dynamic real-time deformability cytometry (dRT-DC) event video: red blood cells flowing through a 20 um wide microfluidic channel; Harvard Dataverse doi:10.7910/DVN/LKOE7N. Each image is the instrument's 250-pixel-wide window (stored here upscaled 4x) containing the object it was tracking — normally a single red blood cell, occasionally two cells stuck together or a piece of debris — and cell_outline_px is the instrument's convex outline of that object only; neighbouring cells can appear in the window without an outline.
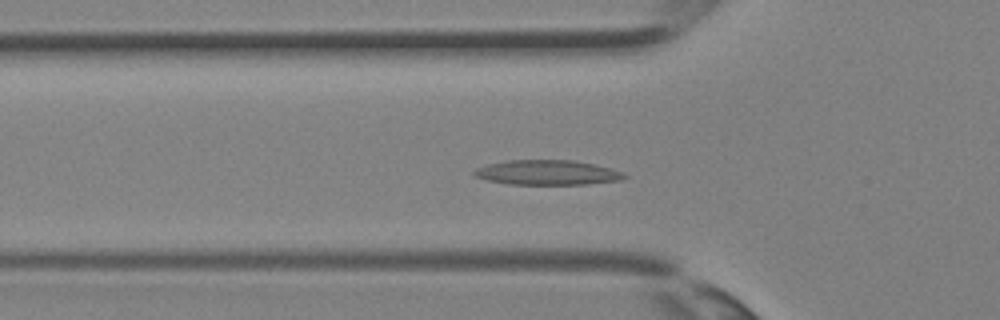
{"species": "Egyptian fruit bat (a non-hibernating species)", "species_latin": "Rousettus aegyptiacus", "temperature_condition": "room temperature", "stored_images_in_passage": 33, "camera_frame_rate_fps": 3000, "um_per_image_px": 0.085, "animal": {"sex": "female"}, "frame": {"image": 1, "passage_image": 9, "time_ms": 2.667, "image_size_px": [1000, 320], "cell_outline_px": [[628, 176], [620, 180], [584, 184], [508, 184], [488, 180], [476, 176], [472, 172], [476, 168], [488, 164], [504, 160], [572, 160], [612, 168], [624, 172]], "centroid_in_image_um": [46.52, 14.66], "position_along_channel_um": 79.3, "area_um2": 21.62}}
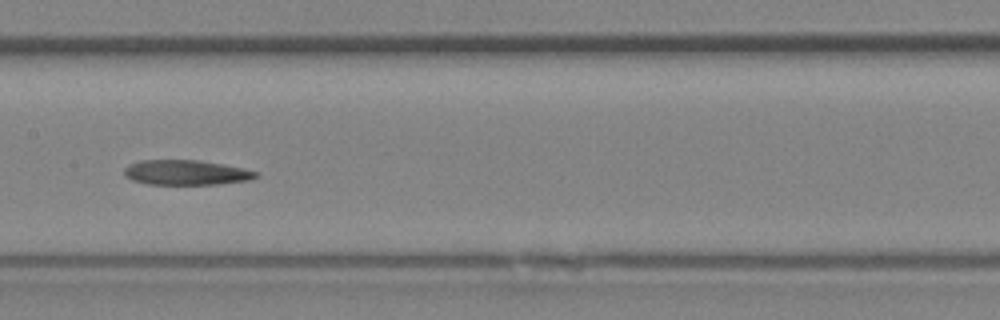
{"frame": {"image": 2, "passage_image": 15, "time_ms": 4.667, "image_size_px": [1000, 320], "cell_outline_px": [[260, 176], [248, 180], [216, 184], [148, 184], [132, 180], [124, 176], [124, 168], [128, 164], [140, 160], [200, 160], [224, 164], [244, 168], [260, 172]], "centroid_in_image_um": [15.83, 14.65], "position_along_channel_um": 191.6, "area_um2": 19.31}}
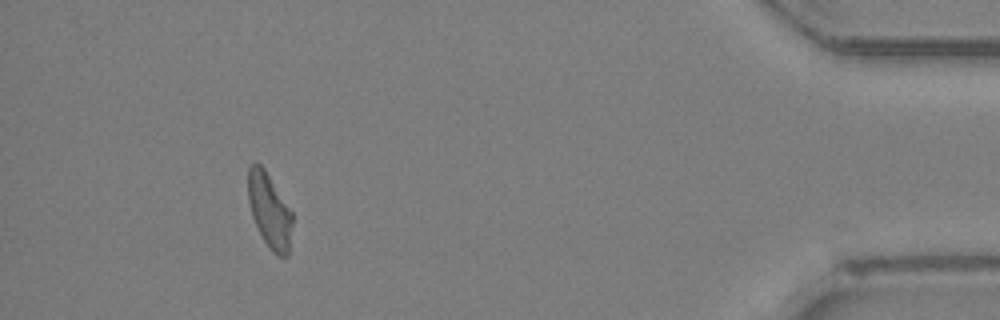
{"frame": {"image": 3, "passage_image": 30, "time_ms": 9.667, "image_size_px": [1000, 320], "cell_outline_px": [[292, 224], [288, 256], [276, 256], [272, 252], [264, 240], [252, 216], [248, 200], [248, 168], [256, 160], [264, 168], [292, 212]], "centroid_in_image_um": [22.9, 17.89], "position_along_channel_um": 412.3, "area_um2": 19.07}}